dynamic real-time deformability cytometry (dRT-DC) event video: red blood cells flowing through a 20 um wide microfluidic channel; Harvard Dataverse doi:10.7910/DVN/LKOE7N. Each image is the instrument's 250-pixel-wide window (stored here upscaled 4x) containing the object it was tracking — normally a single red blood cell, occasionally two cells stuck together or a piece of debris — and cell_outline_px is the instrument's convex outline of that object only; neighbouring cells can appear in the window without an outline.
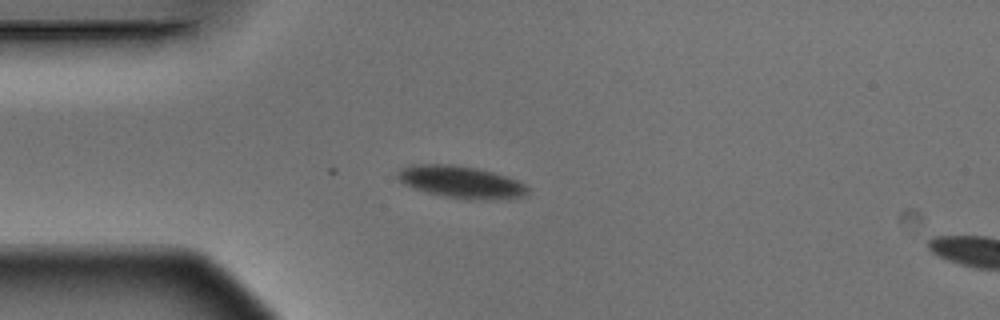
{"species": "Egyptian fruit bat (a non-hibernating species)", "species_latin": "Rousettus aegyptiacus", "temperature_condition": "warm", "stored_images_in_passage": 4, "camera_frame_rate_fps": 3000, "um_per_image_px": 0.085, "animal": {"sex": "male"}, "frame": {"image": 1, "passage_image": 3, "time_ms": 0.667, "image_size_px": [1000, 320], "cell_outline_px": [[528, 196], [488, 200], [468, 200], [444, 196], [428, 192], [404, 184], [396, 176], [396, 172], [400, 168], [412, 164], [452, 164], [476, 168], [492, 172], [516, 180], [524, 184], [528, 188]], "centroid_in_image_um": [39.18, 15.47], "position_along_channel_um": 45.8, "area_um2": 24.33}}